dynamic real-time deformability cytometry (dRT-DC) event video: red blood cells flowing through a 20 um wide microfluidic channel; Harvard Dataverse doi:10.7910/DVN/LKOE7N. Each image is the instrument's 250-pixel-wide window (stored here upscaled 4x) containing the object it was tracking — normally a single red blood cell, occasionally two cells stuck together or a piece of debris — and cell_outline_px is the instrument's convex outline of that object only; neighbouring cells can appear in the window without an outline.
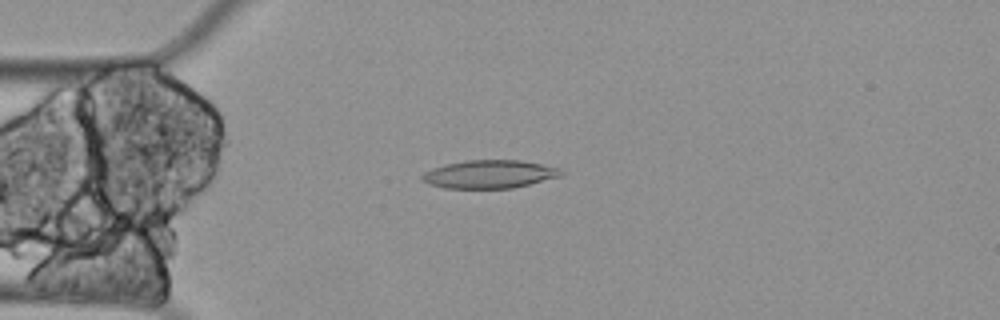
{"species": "Egyptian fruit bat (a non-hibernating species)", "species_latin": "Rousettus aegyptiacus", "temperature_condition": "cold", "stored_images_in_passage": 55, "camera_frame_rate_fps": 3000, "um_per_image_px": 0.085, "animal": {"sex": "female"}, "frame": {"image": 1, "passage_image": 10, "time_ms": 3.0, "image_size_px": [1000, 320], "cell_outline_px": [[564, 172], [560, 176], [512, 188], [444, 188], [428, 184], [420, 180], [420, 176], [424, 172], [432, 168], [444, 164], [464, 160], [520, 160], [560, 168]], "centroid_in_image_um": [41.53, 14.8], "position_along_channel_um": 43.5, "area_um2": 22.83}}
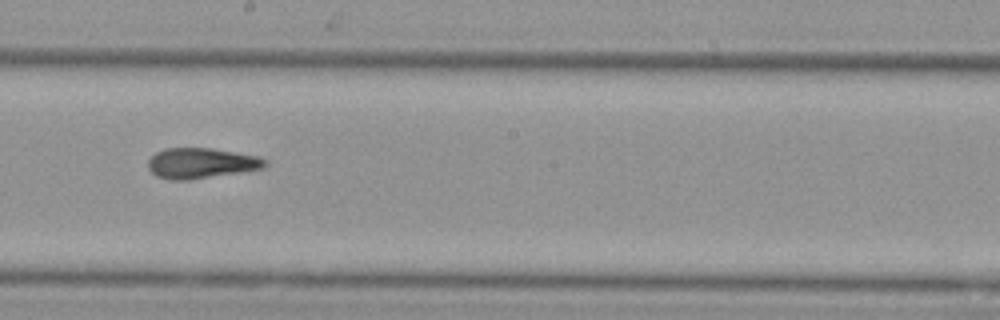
{"frame": {"image": 2, "passage_image": 28, "time_ms": 9.0, "image_size_px": [1000, 320], "cell_outline_px": [[268, 164], [264, 168], [240, 172], [188, 180], [168, 180], [156, 176], [148, 168], [148, 160], [156, 152], [164, 148], [212, 148], [260, 156], [268, 160]], "centroid_in_image_um": [17.11, 13.86], "position_along_channel_um": 231.1, "area_um2": 20.92}}
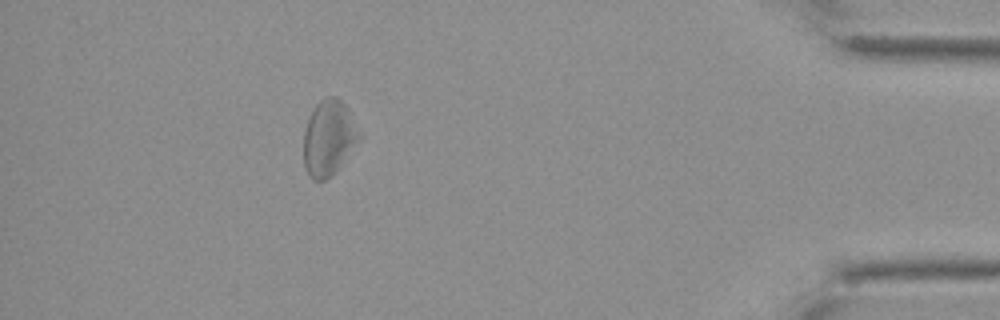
{"frame": {"image": 3, "passage_image": 49, "time_ms": 16.0, "image_size_px": [1000, 320], "cell_outline_px": [[364, 136], [340, 168], [336, 172], [324, 180], [312, 180], [308, 176], [304, 168], [304, 128], [316, 104], [320, 100], [328, 96], [336, 96], [348, 108]], "centroid_in_image_um": [27.99, 11.74], "position_along_channel_um": 407.2, "area_um2": 25.09}, "authors_computed_cell_mechanics": {"area_um2": 22.831, "velocity_mm_per_s": 3.245, "shape_relaxation_time_tau1_ms": null, "shape_relaxation_time_tau2_ms": 5.2079, "deformation_change_tau1": null, "deformation_change_tau2": 0.1395}}